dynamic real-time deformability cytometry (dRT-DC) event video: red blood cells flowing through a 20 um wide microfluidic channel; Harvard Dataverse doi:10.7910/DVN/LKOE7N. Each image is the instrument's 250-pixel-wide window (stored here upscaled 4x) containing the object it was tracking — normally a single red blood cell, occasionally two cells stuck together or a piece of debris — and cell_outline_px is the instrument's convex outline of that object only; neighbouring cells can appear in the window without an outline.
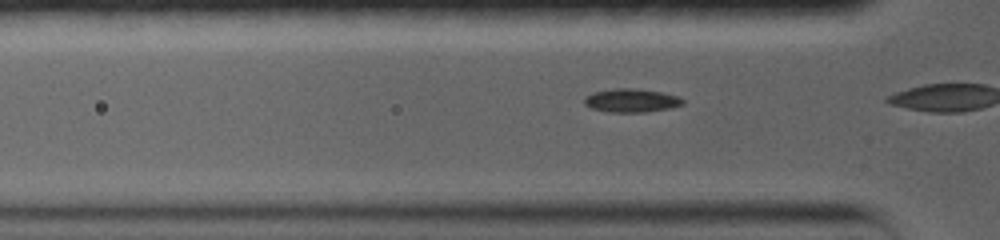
{"species": "common noctule bat (a hibernating species)", "species_latin": "Nyctalus noctula", "temperature_condition": "warm", "stored_images_in_passage": 16, "camera_frame_rate_fps": 5000, "um_per_image_px": 0.085, "animal": {"sex": "female", "body_mass_g": 19.0, "forearm_length_mm": 56.7}, "frame": {"image": 1, "passage_image": 5, "time_ms": 1.4, "image_size_px": [1000, 240], "cell_outline_px": [[684, 100], [680, 104], [664, 108], [640, 112], [616, 112], [592, 108], [584, 100], [588, 96], [596, 92], [620, 88], [624, 88], [656, 92], [676, 96]], "centroid_in_image_um": [53.64, 8.54], "position_along_channel_um": 72.2, "area_um2": 12.31}}
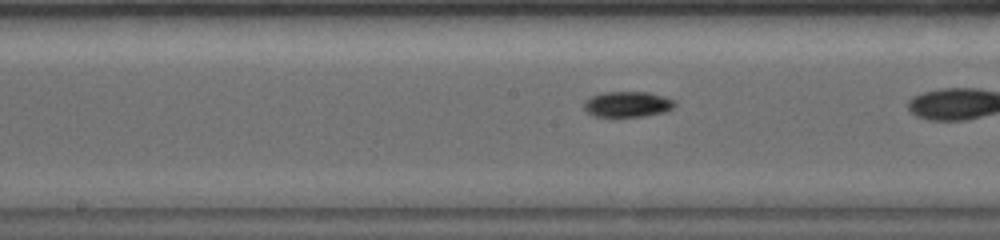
{"frame": {"image": 2, "passage_image": 14, "time_ms": 4.6, "image_size_px": [1000, 240], "cell_outline_px": [[672, 104], [668, 108], [656, 112], [636, 116], [596, 116], [588, 108], [588, 100], [596, 96], [612, 92], [644, 92], [668, 100]], "centroid_in_image_um": [53.28, 8.86], "position_along_channel_um": 194.9, "area_um2": 11.68}}